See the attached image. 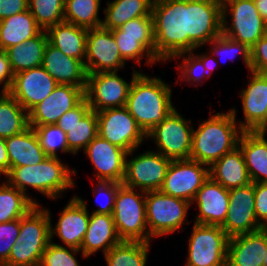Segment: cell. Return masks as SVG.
Segmentation results:
<instances>
[{"label":"cell","instance_id":"cell-44","mask_svg":"<svg viewBox=\"0 0 267 266\" xmlns=\"http://www.w3.org/2000/svg\"><path fill=\"white\" fill-rule=\"evenodd\" d=\"M209 44H212L211 51L209 52L211 55L213 54L212 56L217 55V57H219L218 55H220V57L224 56L230 59L235 58L234 56H236L237 53H240V55L242 54L241 57H243L246 66L250 70L251 50L247 44L234 41L224 34L216 37L210 41Z\"/></svg>","mask_w":267,"mask_h":266},{"label":"cell","instance_id":"cell-2","mask_svg":"<svg viewBox=\"0 0 267 266\" xmlns=\"http://www.w3.org/2000/svg\"><path fill=\"white\" fill-rule=\"evenodd\" d=\"M155 58L165 62L188 52V0H154Z\"/></svg>","mask_w":267,"mask_h":266},{"label":"cell","instance_id":"cell-55","mask_svg":"<svg viewBox=\"0 0 267 266\" xmlns=\"http://www.w3.org/2000/svg\"><path fill=\"white\" fill-rule=\"evenodd\" d=\"M263 255H264V266H267V249Z\"/></svg>","mask_w":267,"mask_h":266},{"label":"cell","instance_id":"cell-4","mask_svg":"<svg viewBox=\"0 0 267 266\" xmlns=\"http://www.w3.org/2000/svg\"><path fill=\"white\" fill-rule=\"evenodd\" d=\"M72 174L76 171L70 170L58 157L48 156L36 165L10 168L5 176L8 184L25 195L27 186H31L49 199H57L62 192L73 188Z\"/></svg>","mask_w":267,"mask_h":266},{"label":"cell","instance_id":"cell-49","mask_svg":"<svg viewBox=\"0 0 267 266\" xmlns=\"http://www.w3.org/2000/svg\"><path fill=\"white\" fill-rule=\"evenodd\" d=\"M254 209L258 223L267 228V183H254Z\"/></svg>","mask_w":267,"mask_h":266},{"label":"cell","instance_id":"cell-45","mask_svg":"<svg viewBox=\"0 0 267 266\" xmlns=\"http://www.w3.org/2000/svg\"><path fill=\"white\" fill-rule=\"evenodd\" d=\"M81 250L64 247L50 240L39 266H80L74 256Z\"/></svg>","mask_w":267,"mask_h":266},{"label":"cell","instance_id":"cell-7","mask_svg":"<svg viewBox=\"0 0 267 266\" xmlns=\"http://www.w3.org/2000/svg\"><path fill=\"white\" fill-rule=\"evenodd\" d=\"M222 10V34L234 41L247 44L251 48L267 34V26L254 0H223ZM227 13L232 18L229 26H227Z\"/></svg>","mask_w":267,"mask_h":266},{"label":"cell","instance_id":"cell-3","mask_svg":"<svg viewBox=\"0 0 267 266\" xmlns=\"http://www.w3.org/2000/svg\"><path fill=\"white\" fill-rule=\"evenodd\" d=\"M171 94V88L161 78L140 72L132 81L125 107L147 134L175 109Z\"/></svg>","mask_w":267,"mask_h":266},{"label":"cell","instance_id":"cell-22","mask_svg":"<svg viewBox=\"0 0 267 266\" xmlns=\"http://www.w3.org/2000/svg\"><path fill=\"white\" fill-rule=\"evenodd\" d=\"M88 213L83 199L74 196L60 213L56 226L50 224V240L56 234L65 246L80 249L89 224Z\"/></svg>","mask_w":267,"mask_h":266},{"label":"cell","instance_id":"cell-21","mask_svg":"<svg viewBox=\"0 0 267 266\" xmlns=\"http://www.w3.org/2000/svg\"><path fill=\"white\" fill-rule=\"evenodd\" d=\"M85 98L81 87L58 84L53 92L29 112V126L53 125Z\"/></svg>","mask_w":267,"mask_h":266},{"label":"cell","instance_id":"cell-48","mask_svg":"<svg viewBox=\"0 0 267 266\" xmlns=\"http://www.w3.org/2000/svg\"><path fill=\"white\" fill-rule=\"evenodd\" d=\"M250 50V71L267 74V34L260 38Z\"/></svg>","mask_w":267,"mask_h":266},{"label":"cell","instance_id":"cell-50","mask_svg":"<svg viewBox=\"0 0 267 266\" xmlns=\"http://www.w3.org/2000/svg\"><path fill=\"white\" fill-rule=\"evenodd\" d=\"M28 10V0H0V20Z\"/></svg>","mask_w":267,"mask_h":266},{"label":"cell","instance_id":"cell-9","mask_svg":"<svg viewBox=\"0 0 267 266\" xmlns=\"http://www.w3.org/2000/svg\"><path fill=\"white\" fill-rule=\"evenodd\" d=\"M185 266H227L229 236L218 225L194 223Z\"/></svg>","mask_w":267,"mask_h":266},{"label":"cell","instance_id":"cell-53","mask_svg":"<svg viewBox=\"0 0 267 266\" xmlns=\"http://www.w3.org/2000/svg\"><path fill=\"white\" fill-rule=\"evenodd\" d=\"M255 6L267 26V0H254Z\"/></svg>","mask_w":267,"mask_h":266},{"label":"cell","instance_id":"cell-52","mask_svg":"<svg viewBox=\"0 0 267 266\" xmlns=\"http://www.w3.org/2000/svg\"><path fill=\"white\" fill-rule=\"evenodd\" d=\"M9 172V157L6 149L5 139L0 138V174L6 175Z\"/></svg>","mask_w":267,"mask_h":266},{"label":"cell","instance_id":"cell-51","mask_svg":"<svg viewBox=\"0 0 267 266\" xmlns=\"http://www.w3.org/2000/svg\"><path fill=\"white\" fill-rule=\"evenodd\" d=\"M14 73L5 50H0V85L1 91H8L13 83Z\"/></svg>","mask_w":267,"mask_h":266},{"label":"cell","instance_id":"cell-32","mask_svg":"<svg viewBox=\"0 0 267 266\" xmlns=\"http://www.w3.org/2000/svg\"><path fill=\"white\" fill-rule=\"evenodd\" d=\"M41 31L29 10L0 20V50L22 44Z\"/></svg>","mask_w":267,"mask_h":266},{"label":"cell","instance_id":"cell-29","mask_svg":"<svg viewBox=\"0 0 267 266\" xmlns=\"http://www.w3.org/2000/svg\"><path fill=\"white\" fill-rule=\"evenodd\" d=\"M5 142L9 157V170L14 167L36 165L48 157L41 148L32 127L5 139Z\"/></svg>","mask_w":267,"mask_h":266},{"label":"cell","instance_id":"cell-11","mask_svg":"<svg viewBox=\"0 0 267 266\" xmlns=\"http://www.w3.org/2000/svg\"><path fill=\"white\" fill-rule=\"evenodd\" d=\"M222 11L218 0H188V52L222 34Z\"/></svg>","mask_w":267,"mask_h":266},{"label":"cell","instance_id":"cell-33","mask_svg":"<svg viewBox=\"0 0 267 266\" xmlns=\"http://www.w3.org/2000/svg\"><path fill=\"white\" fill-rule=\"evenodd\" d=\"M47 44L46 31L42 30L36 37L6 49L12 72L16 74L26 69L42 66Z\"/></svg>","mask_w":267,"mask_h":266},{"label":"cell","instance_id":"cell-1","mask_svg":"<svg viewBox=\"0 0 267 266\" xmlns=\"http://www.w3.org/2000/svg\"><path fill=\"white\" fill-rule=\"evenodd\" d=\"M236 110L211 115L192 133L190 159L208 167L238 147L244 130L236 124ZM240 133V134H239Z\"/></svg>","mask_w":267,"mask_h":266},{"label":"cell","instance_id":"cell-31","mask_svg":"<svg viewBox=\"0 0 267 266\" xmlns=\"http://www.w3.org/2000/svg\"><path fill=\"white\" fill-rule=\"evenodd\" d=\"M48 42L63 54L85 62L88 29L60 22L46 30Z\"/></svg>","mask_w":267,"mask_h":266},{"label":"cell","instance_id":"cell-41","mask_svg":"<svg viewBox=\"0 0 267 266\" xmlns=\"http://www.w3.org/2000/svg\"><path fill=\"white\" fill-rule=\"evenodd\" d=\"M116 40L121 57L127 60H135L138 64L144 56L147 57L146 64L158 63V60L141 44V36L122 35L120 28L111 30Z\"/></svg>","mask_w":267,"mask_h":266},{"label":"cell","instance_id":"cell-36","mask_svg":"<svg viewBox=\"0 0 267 266\" xmlns=\"http://www.w3.org/2000/svg\"><path fill=\"white\" fill-rule=\"evenodd\" d=\"M36 205L38 203L28 194L25 195L7 182L0 184V224L20 219Z\"/></svg>","mask_w":267,"mask_h":266},{"label":"cell","instance_id":"cell-17","mask_svg":"<svg viewBox=\"0 0 267 266\" xmlns=\"http://www.w3.org/2000/svg\"><path fill=\"white\" fill-rule=\"evenodd\" d=\"M229 206L224 223L220 226L229 237L262 229L258 223L254 203V183L229 189Z\"/></svg>","mask_w":267,"mask_h":266},{"label":"cell","instance_id":"cell-6","mask_svg":"<svg viewBox=\"0 0 267 266\" xmlns=\"http://www.w3.org/2000/svg\"><path fill=\"white\" fill-rule=\"evenodd\" d=\"M139 193L121 184L115 196L112 216L121 240L150 243L146 219V192Z\"/></svg>","mask_w":267,"mask_h":266},{"label":"cell","instance_id":"cell-5","mask_svg":"<svg viewBox=\"0 0 267 266\" xmlns=\"http://www.w3.org/2000/svg\"><path fill=\"white\" fill-rule=\"evenodd\" d=\"M34 206L20 218V231L8 260L2 266H39L50 242V212Z\"/></svg>","mask_w":267,"mask_h":266},{"label":"cell","instance_id":"cell-15","mask_svg":"<svg viewBox=\"0 0 267 266\" xmlns=\"http://www.w3.org/2000/svg\"><path fill=\"white\" fill-rule=\"evenodd\" d=\"M208 178V166L191 159L172 160L159 191L192 204L197 191Z\"/></svg>","mask_w":267,"mask_h":266},{"label":"cell","instance_id":"cell-23","mask_svg":"<svg viewBox=\"0 0 267 266\" xmlns=\"http://www.w3.org/2000/svg\"><path fill=\"white\" fill-rule=\"evenodd\" d=\"M194 202L199 209L195 223L221 226L227 216L229 190L209 177L197 191Z\"/></svg>","mask_w":267,"mask_h":266},{"label":"cell","instance_id":"cell-24","mask_svg":"<svg viewBox=\"0 0 267 266\" xmlns=\"http://www.w3.org/2000/svg\"><path fill=\"white\" fill-rule=\"evenodd\" d=\"M42 67L57 84L81 87L87 83V70L83 61L63 54L49 42L45 47Z\"/></svg>","mask_w":267,"mask_h":266},{"label":"cell","instance_id":"cell-39","mask_svg":"<svg viewBox=\"0 0 267 266\" xmlns=\"http://www.w3.org/2000/svg\"><path fill=\"white\" fill-rule=\"evenodd\" d=\"M178 57H183L182 65L178 66V69H180V73L182 75V77L181 75L179 76L181 80L186 82H196L197 84L204 77H210L212 74L211 71H213L215 68V62H217L212 57L210 58V55L208 54L205 55L202 53V55H196L193 54V51L177 54L171 59ZM207 73L209 74L207 75Z\"/></svg>","mask_w":267,"mask_h":266},{"label":"cell","instance_id":"cell-43","mask_svg":"<svg viewBox=\"0 0 267 266\" xmlns=\"http://www.w3.org/2000/svg\"><path fill=\"white\" fill-rule=\"evenodd\" d=\"M122 35L141 36V44L155 57L153 17L132 19L120 27Z\"/></svg>","mask_w":267,"mask_h":266},{"label":"cell","instance_id":"cell-12","mask_svg":"<svg viewBox=\"0 0 267 266\" xmlns=\"http://www.w3.org/2000/svg\"><path fill=\"white\" fill-rule=\"evenodd\" d=\"M97 113L98 135L123 150H136L146 133L141 129L127 108H109Z\"/></svg>","mask_w":267,"mask_h":266},{"label":"cell","instance_id":"cell-34","mask_svg":"<svg viewBox=\"0 0 267 266\" xmlns=\"http://www.w3.org/2000/svg\"><path fill=\"white\" fill-rule=\"evenodd\" d=\"M154 0H114L107 3L104 9L105 18L101 27L112 30L120 28L128 21L152 16V4Z\"/></svg>","mask_w":267,"mask_h":266},{"label":"cell","instance_id":"cell-16","mask_svg":"<svg viewBox=\"0 0 267 266\" xmlns=\"http://www.w3.org/2000/svg\"><path fill=\"white\" fill-rule=\"evenodd\" d=\"M125 62L111 30L88 29L84 62L88 74L118 71L125 67Z\"/></svg>","mask_w":267,"mask_h":266},{"label":"cell","instance_id":"cell-8","mask_svg":"<svg viewBox=\"0 0 267 266\" xmlns=\"http://www.w3.org/2000/svg\"><path fill=\"white\" fill-rule=\"evenodd\" d=\"M146 219L151 238L173 233L180 229L184 221L190 202L166 195L161 191L146 192Z\"/></svg>","mask_w":267,"mask_h":266},{"label":"cell","instance_id":"cell-20","mask_svg":"<svg viewBox=\"0 0 267 266\" xmlns=\"http://www.w3.org/2000/svg\"><path fill=\"white\" fill-rule=\"evenodd\" d=\"M57 82L42 67L26 69L14 74L9 92L29 112L49 96Z\"/></svg>","mask_w":267,"mask_h":266},{"label":"cell","instance_id":"cell-37","mask_svg":"<svg viewBox=\"0 0 267 266\" xmlns=\"http://www.w3.org/2000/svg\"><path fill=\"white\" fill-rule=\"evenodd\" d=\"M150 243L122 240L104 258L107 266H146Z\"/></svg>","mask_w":267,"mask_h":266},{"label":"cell","instance_id":"cell-38","mask_svg":"<svg viewBox=\"0 0 267 266\" xmlns=\"http://www.w3.org/2000/svg\"><path fill=\"white\" fill-rule=\"evenodd\" d=\"M99 8L100 0H65L64 21L85 29L101 27Z\"/></svg>","mask_w":267,"mask_h":266},{"label":"cell","instance_id":"cell-26","mask_svg":"<svg viewBox=\"0 0 267 266\" xmlns=\"http://www.w3.org/2000/svg\"><path fill=\"white\" fill-rule=\"evenodd\" d=\"M122 240L118 236L112 214L93 213L81 244L82 257L86 258L100 249L106 254Z\"/></svg>","mask_w":267,"mask_h":266},{"label":"cell","instance_id":"cell-18","mask_svg":"<svg viewBox=\"0 0 267 266\" xmlns=\"http://www.w3.org/2000/svg\"><path fill=\"white\" fill-rule=\"evenodd\" d=\"M55 125L66 133L68 149L74 155L98 135L97 113L91 110L85 98L65 112Z\"/></svg>","mask_w":267,"mask_h":266},{"label":"cell","instance_id":"cell-42","mask_svg":"<svg viewBox=\"0 0 267 266\" xmlns=\"http://www.w3.org/2000/svg\"><path fill=\"white\" fill-rule=\"evenodd\" d=\"M34 129L40 146L49 157H58L56 150L71 153L68 149L66 133L53 125L30 126Z\"/></svg>","mask_w":267,"mask_h":266},{"label":"cell","instance_id":"cell-54","mask_svg":"<svg viewBox=\"0 0 267 266\" xmlns=\"http://www.w3.org/2000/svg\"><path fill=\"white\" fill-rule=\"evenodd\" d=\"M267 131V110L264 119L252 130V132L260 135H266Z\"/></svg>","mask_w":267,"mask_h":266},{"label":"cell","instance_id":"cell-35","mask_svg":"<svg viewBox=\"0 0 267 266\" xmlns=\"http://www.w3.org/2000/svg\"><path fill=\"white\" fill-rule=\"evenodd\" d=\"M28 112L7 91L0 96V138L7 139L29 128Z\"/></svg>","mask_w":267,"mask_h":266},{"label":"cell","instance_id":"cell-27","mask_svg":"<svg viewBox=\"0 0 267 266\" xmlns=\"http://www.w3.org/2000/svg\"><path fill=\"white\" fill-rule=\"evenodd\" d=\"M247 88L241 91L244 122L238 125L244 131H252L263 119L267 110V74L251 71Z\"/></svg>","mask_w":267,"mask_h":266},{"label":"cell","instance_id":"cell-30","mask_svg":"<svg viewBox=\"0 0 267 266\" xmlns=\"http://www.w3.org/2000/svg\"><path fill=\"white\" fill-rule=\"evenodd\" d=\"M252 131L241 133L238 146L243 153L252 183H267V140Z\"/></svg>","mask_w":267,"mask_h":266},{"label":"cell","instance_id":"cell-46","mask_svg":"<svg viewBox=\"0 0 267 266\" xmlns=\"http://www.w3.org/2000/svg\"><path fill=\"white\" fill-rule=\"evenodd\" d=\"M19 231L20 219L0 224V266L8 260Z\"/></svg>","mask_w":267,"mask_h":266},{"label":"cell","instance_id":"cell-40","mask_svg":"<svg viewBox=\"0 0 267 266\" xmlns=\"http://www.w3.org/2000/svg\"><path fill=\"white\" fill-rule=\"evenodd\" d=\"M64 9L65 0H28V10L44 31L64 21Z\"/></svg>","mask_w":267,"mask_h":266},{"label":"cell","instance_id":"cell-19","mask_svg":"<svg viewBox=\"0 0 267 266\" xmlns=\"http://www.w3.org/2000/svg\"><path fill=\"white\" fill-rule=\"evenodd\" d=\"M84 151L97 171L95 175L98 181L122 183L126 157L135 150L127 152L97 135Z\"/></svg>","mask_w":267,"mask_h":266},{"label":"cell","instance_id":"cell-25","mask_svg":"<svg viewBox=\"0 0 267 266\" xmlns=\"http://www.w3.org/2000/svg\"><path fill=\"white\" fill-rule=\"evenodd\" d=\"M267 228L229 237L227 266H264Z\"/></svg>","mask_w":267,"mask_h":266},{"label":"cell","instance_id":"cell-14","mask_svg":"<svg viewBox=\"0 0 267 266\" xmlns=\"http://www.w3.org/2000/svg\"><path fill=\"white\" fill-rule=\"evenodd\" d=\"M172 160L157 151H146L127 160L122 184L140 191H159Z\"/></svg>","mask_w":267,"mask_h":266},{"label":"cell","instance_id":"cell-10","mask_svg":"<svg viewBox=\"0 0 267 266\" xmlns=\"http://www.w3.org/2000/svg\"><path fill=\"white\" fill-rule=\"evenodd\" d=\"M191 120L184 119L174 109L161 123L154 126L146 138L153 139L164 157L170 160L190 159L193 128Z\"/></svg>","mask_w":267,"mask_h":266},{"label":"cell","instance_id":"cell-13","mask_svg":"<svg viewBox=\"0 0 267 266\" xmlns=\"http://www.w3.org/2000/svg\"><path fill=\"white\" fill-rule=\"evenodd\" d=\"M139 73L134 70L130 83L119 77L117 71L88 74L84 95L91 110L124 107L132 81Z\"/></svg>","mask_w":267,"mask_h":266},{"label":"cell","instance_id":"cell-47","mask_svg":"<svg viewBox=\"0 0 267 266\" xmlns=\"http://www.w3.org/2000/svg\"><path fill=\"white\" fill-rule=\"evenodd\" d=\"M122 183L117 182H103L98 181L97 186L95 187V196H101L102 194L105 195L106 201L104 203H98L99 209L93 211V213H102V214H112L114 210V203H115V196L118 191V187ZM98 195V196H97ZM104 198V197H103ZM99 200V199H98ZM96 199V202H98ZM100 202V201H99Z\"/></svg>","mask_w":267,"mask_h":266},{"label":"cell","instance_id":"cell-28","mask_svg":"<svg viewBox=\"0 0 267 266\" xmlns=\"http://www.w3.org/2000/svg\"><path fill=\"white\" fill-rule=\"evenodd\" d=\"M209 177L228 190L252 183L239 146L209 167Z\"/></svg>","mask_w":267,"mask_h":266}]
</instances>
